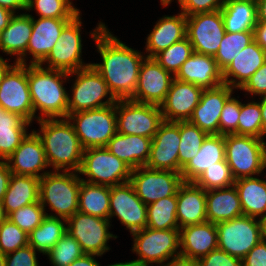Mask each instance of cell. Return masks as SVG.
I'll return each instance as SVG.
<instances>
[{"label":"cell","instance_id":"cell-52","mask_svg":"<svg viewBox=\"0 0 266 266\" xmlns=\"http://www.w3.org/2000/svg\"><path fill=\"white\" fill-rule=\"evenodd\" d=\"M198 266H242V260L227 252L215 249L197 260Z\"/></svg>","mask_w":266,"mask_h":266},{"label":"cell","instance_id":"cell-14","mask_svg":"<svg viewBox=\"0 0 266 266\" xmlns=\"http://www.w3.org/2000/svg\"><path fill=\"white\" fill-rule=\"evenodd\" d=\"M0 106L32 123L34 109L27 80V64L13 63L0 84Z\"/></svg>","mask_w":266,"mask_h":266},{"label":"cell","instance_id":"cell-50","mask_svg":"<svg viewBox=\"0 0 266 266\" xmlns=\"http://www.w3.org/2000/svg\"><path fill=\"white\" fill-rule=\"evenodd\" d=\"M37 251L29 244L5 255V266H39Z\"/></svg>","mask_w":266,"mask_h":266},{"label":"cell","instance_id":"cell-68","mask_svg":"<svg viewBox=\"0 0 266 266\" xmlns=\"http://www.w3.org/2000/svg\"><path fill=\"white\" fill-rule=\"evenodd\" d=\"M5 110L0 106V115L3 114Z\"/></svg>","mask_w":266,"mask_h":266},{"label":"cell","instance_id":"cell-34","mask_svg":"<svg viewBox=\"0 0 266 266\" xmlns=\"http://www.w3.org/2000/svg\"><path fill=\"white\" fill-rule=\"evenodd\" d=\"M39 178L12 173L2 204L6 215L39 201Z\"/></svg>","mask_w":266,"mask_h":266},{"label":"cell","instance_id":"cell-8","mask_svg":"<svg viewBox=\"0 0 266 266\" xmlns=\"http://www.w3.org/2000/svg\"><path fill=\"white\" fill-rule=\"evenodd\" d=\"M69 76L76 77L71 87L72 94H68V115L78 111L105 107L117 102L109 90L108 84L92 65L71 72ZM103 99L106 101H102Z\"/></svg>","mask_w":266,"mask_h":266},{"label":"cell","instance_id":"cell-32","mask_svg":"<svg viewBox=\"0 0 266 266\" xmlns=\"http://www.w3.org/2000/svg\"><path fill=\"white\" fill-rule=\"evenodd\" d=\"M242 215V206L235 185L206 191L207 221L216 224Z\"/></svg>","mask_w":266,"mask_h":266},{"label":"cell","instance_id":"cell-35","mask_svg":"<svg viewBox=\"0 0 266 266\" xmlns=\"http://www.w3.org/2000/svg\"><path fill=\"white\" fill-rule=\"evenodd\" d=\"M221 15L226 32L253 31L257 23V3L254 0H226Z\"/></svg>","mask_w":266,"mask_h":266},{"label":"cell","instance_id":"cell-27","mask_svg":"<svg viewBox=\"0 0 266 266\" xmlns=\"http://www.w3.org/2000/svg\"><path fill=\"white\" fill-rule=\"evenodd\" d=\"M14 14L8 26L0 33V50L16 56L15 63L26 65L27 47L32 33V17L29 13Z\"/></svg>","mask_w":266,"mask_h":266},{"label":"cell","instance_id":"cell-64","mask_svg":"<svg viewBox=\"0 0 266 266\" xmlns=\"http://www.w3.org/2000/svg\"><path fill=\"white\" fill-rule=\"evenodd\" d=\"M107 266H144V265H142L137 260H132V261H128V262L114 263V264H110V265H107Z\"/></svg>","mask_w":266,"mask_h":266},{"label":"cell","instance_id":"cell-58","mask_svg":"<svg viewBox=\"0 0 266 266\" xmlns=\"http://www.w3.org/2000/svg\"><path fill=\"white\" fill-rule=\"evenodd\" d=\"M170 260V261H169ZM167 263H162L157 266H198L197 260L179 255L167 260Z\"/></svg>","mask_w":266,"mask_h":266},{"label":"cell","instance_id":"cell-22","mask_svg":"<svg viewBox=\"0 0 266 266\" xmlns=\"http://www.w3.org/2000/svg\"><path fill=\"white\" fill-rule=\"evenodd\" d=\"M233 90L235 89L226 84L204 89L200 102L188 121L207 134H219L220 114L226 100L234 93Z\"/></svg>","mask_w":266,"mask_h":266},{"label":"cell","instance_id":"cell-31","mask_svg":"<svg viewBox=\"0 0 266 266\" xmlns=\"http://www.w3.org/2000/svg\"><path fill=\"white\" fill-rule=\"evenodd\" d=\"M224 160V135L209 134L205 138L197 155L181 169L180 174L184 182H195L207 168Z\"/></svg>","mask_w":266,"mask_h":266},{"label":"cell","instance_id":"cell-24","mask_svg":"<svg viewBox=\"0 0 266 266\" xmlns=\"http://www.w3.org/2000/svg\"><path fill=\"white\" fill-rule=\"evenodd\" d=\"M174 78L203 89H212L224 84L222 71L214 57L197 52H193L181 65Z\"/></svg>","mask_w":266,"mask_h":266},{"label":"cell","instance_id":"cell-36","mask_svg":"<svg viewBox=\"0 0 266 266\" xmlns=\"http://www.w3.org/2000/svg\"><path fill=\"white\" fill-rule=\"evenodd\" d=\"M31 123L15 113L0 115V160H7L29 134Z\"/></svg>","mask_w":266,"mask_h":266},{"label":"cell","instance_id":"cell-66","mask_svg":"<svg viewBox=\"0 0 266 266\" xmlns=\"http://www.w3.org/2000/svg\"><path fill=\"white\" fill-rule=\"evenodd\" d=\"M186 0H177L179 7L185 2ZM172 2V0H166L163 4H161L163 7L168 6L170 3Z\"/></svg>","mask_w":266,"mask_h":266},{"label":"cell","instance_id":"cell-18","mask_svg":"<svg viewBox=\"0 0 266 266\" xmlns=\"http://www.w3.org/2000/svg\"><path fill=\"white\" fill-rule=\"evenodd\" d=\"M173 79L174 76L154 58L145 57L140 66L138 84L131 100L160 106Z\"/></svg>","mask_w":266,"mask_h":266},{"label":"cell","instance_id":"cell-33","mask_svg":"<svg viewBox=\"0 0 266 266\" xmlns=\"http://www.w3.org/2000/svg\"><path fill=\"white\" fill-rule=\"evenodd\" d=\"M266 176V175H265ZM242 206L243 215L266 220V180L243 177L234 183Z\"/></svg>","mask_w":266,"mask_h":266},{"label":"cell","instance_id":"cell-16","mask_svg":"<svg viewBox=\"0 0 266 266\" xmlns=\"http://www.w3.org/2000/svg\"><path fill=\"white\" fill-rule=\"evenodd\" d=\"M225 32L221 10L187 16L186 37L194 52L214 57Z\"/></svg>","mask_w":266,"mask_h":266},{"label":"cell","instance_id":"cell-5","mask_svg":"<svg viewBox=\"0 0 266 266\" xmlns=\"http://www.w3.org/2000/svg\"><path fill=\"white\" fill-rule=\"evenodd\" d=\"M225 139V159L233 178L259 176L266 168V142L254 136L228 134Z\"/></svg>","mask_w":266,"mask_h":266},{"label":"cell","instance_id":"cell-60","mask_svg":"<svg viewBox=\"0 0 266 266\" xmlns=\"http://www.w3.org/2000/svg\"><path fill=\"white\" fill-rule=\"evenodd\" d=\"M13 15L12 12L0 6V33L8 26Z\"/></svg>","mask_w":266,"mask_h":266},{"label":"cell","instance_id":"cell-13","mask_svg":"<svg viewBox=\"0 0 266 266\" xmlns=\"http://www.w3.org/2000/svg\"><path fill=\"white\" fill-rule=\"evenodd\" d=\"M81 12L62 30L57 43L47 55L44 66L48 69L60 70L64 72H74L79 69L86 68L91 63H84L82 58V39L81 27L82 19Z\"/></svg>","mask_w":266,"mask_h":266},{"label":"cell","instance_id":"cell-63","mask_svg":"<svg viewBox=\"0 0 266 266\" xmlns=\"http://www.w3.org/2000/svg\"><path fill=\"white\" fill-rule=\"evenodd\" d=\"M8 60H10V59H7V58L4 59L0 55V84H1V81H2V78H3L4 74L12 66L11 64L8 63Z\"/></svg>","mask_w":266,"mask_h":266},{"label":"cell","instance_id":"cell-7","mask_svg":"<svg viewBox=\"0 0 266 266\" xmlns=\"http://www.w3.org/2000/svg\"><path fill=\"white\" fill-rule=\"evenodd\" d=\"M216 229L218 249L241 260L265 238L264 220L246 215L218 222Z\"/></svg>","mask_w":266,"mask_h":266},{"label":"cell","instance_id":"cell-12","mask_svg":"<svg viewBox=\"0 0 266 266\" xmlns=\"http://www.w3.org/2000/svg\"><path fill=\"white\" fill-rule=\"evenodd\" d=\"M111 220L77 211L66 220V229L80 244L84 254L101 257L110 247L109 240L118 236L110 233Z\"/></svg>","mask_w":266,"mask_h":266},{"label":"cell","instance_id":"cell-56","mask_svg":"<svg viewBox=\"0 0 266 266\" xmlns=\"http://www.w3.org/2000/svg\"><path fill=\"white\" fill-rule=\"evenodd\" d=\"M253 31L254 41L266 52V23L257 22Z\"/></svg>","mask_w":266,"mask_h":266},{"label":"cell","instance_id":"cell-59","mask_svg":"<svg viewBox=\"0 0 266 266\" xmlns=\"http://www.w3.org/2000/svg\"><path fill=\"white\" fill-rule=\"evenodd\" d=\"M95 257H97V255L83 254L80 258L74 260L69 266H101Z\"/></svg>","mask_w":266,"mask_h":266},{"label":"cell","instance_id":"cell-21","mask_svg":"<svg viewBox=\"0 0 266 266\" xmlns=\"http://www.w3.org/2000/svg\"><path fill=\"white\" fill-rule=\"evenodd\" d=\"M11 173L42 178L48 163L41 139L32 130L6 160ZM42 171V173H40Z\"/></svg>","mask_w":266,"mask_h":266},{"label":"cell","instance_id":"cell-29","mask_svg":"<svg viewBox=\"0 0 266 266\" xmlns=\"http://www.w3.org/2000/svg\"><path fill=\"white\" fill-rule=\"evenodd\" d=\"M265 61L266 52L255 41L251 42L222 72L224 84L240 89Z\"/></svg>","mask_w":266,"mask_h":266},{"label":"cell","instance_id":"cell-10","mask_svg":"<svg viewBox=\"0 0 266 266\" xmlns=\"http://www.w3.org/2000/svg\"><path fill=\"white\" fill-rule=\"evenodd\" d=\"M132 234V252L144 266H157L180 255V229L154 230L146 227Z\"/></svg>","mask_w":266,"mask_h":266},{"label":"cell","instance_id":"cell-3","mask_svg":"<svg viewBox=\"0 0 266 266\" xmlns=\"http://www.w3.org/2000/svg\"><path fill=\"white\" fill-rule=\"evenodd\" d=\"M68 72L48 69L43 65H27V80L34 109V118L56 119L68 116V92L64 83ZM40 111L39 116L35 113Z\"/></svg>","mask_w":266,"mask_h":266},{"label":"cell","instance_id":"cell-62","mask_svg":"<svg viewBox=\"0 0 266 266\" xmlns=\"http://www.w3.org/2000/svg\"><path fill=\"white\" fill-rule=\"evenodd\" d=\"M261 101L260 108H261V117H262V126H263V139L266 136V96L260 97Z\"/></svg>","mask_w":266,"mask_h":266},{"label":"cell","instance_id":"cell-43","mask_svg":"<svg viewBox=\"0 0 266 266\" xmlns=\"http://www.w3.org/2000/svg\"><path fill=\"white\" fill-rule=\"evenodd\" d=\"M193 46L186 37L173 43L166 50L158 53L154 59L173 76L177 74L181 65L192 55Z\"/></svg>","mask_w":266,"mask_h":266},{"label":"cell","instance_id":"cell-6","mask_svg":"<svg viewBox=\"0 0 266 266\" xmlns=\"http://www.w3.org/2000/svg\"><path fill=\"white\" fill-rule=\"evenodd\" d=\"M84 149L106 147L117 133L116 103L67 116Z\"/></svg>","mask_w":266,"mask_h":266},{"label":"cell","instance_id":"cell-51","mask_svg":"<svg viewBox=\"0 0 266 266\" xmlns=\"http://www.w3.org/2000/svg\"><path fill=\"white\" fill-rule=\"evenodd\" d=\"M226 0H186L180 6V12L186 16L197 13L213 12L221 10Z\"/></svg>","mask_w":266,"mask_h":266},{"label":"cell","instance_id":"cell-1","mask_svg":"<svg viewBox=\"0 0 266 266\" xmlns=\"http://www.w3.org/2000/svg\"><path fill=\"white\" fill-rule=\"evenodd\" d=\"M91 38L96 42L102 63H91L108 84L117 99H131L138 84L141 63L146 54L134 50L114 36L103 22H99Z\"/></svg>","mask_w":266,"mask_h":266},{"label":"cell","instance_id":"cell-39","mask_svg":"<svg viewBox=\"0 0 266 266\" xmlns=\"http://www.w3.org/2000/svg\"><path fill=\"white\" fill-rule=\"evenodd\" d=\"M176 210V195L148 204L147 227L154 230L179 229Z\"/></svg>","mask_w":266,"mask_h":266},{"label":"cell","instance_id":"cell-20","mask_svg":"<svg viewBox=\"0 0 266 266\" xmlns=\"http://www.w3.org/2000/svg\"><path fill=\"white\" fill-rule=\"evenodd\" d=\"M203 90L195 84L174 78L164 102L160 105L163 120L167 122L188 121L200 102Z\"/></svg>","mask_w":266,"mask_h":266},{"label":"cell","instance_id":"cell-15","mask_svg":"<svg viewBox=\"0 0 266 266\" xmlns=\"http://www.w3.org/2000/svg\"><path fill=\"white\" fill-rule=\"evenodd\" d=\"M129 182L139 199L148 205L162 198L176 195L184 181L178 172L141 166L132 169Z\"/></svg>","mask_w":266,"mask_h":266},{"label":"cell","instance_id":"cell-49","mask_svg":"<svg viewBox=\"0 0 266 266\" xmlns=\"http://www.w3.org/2000/svg\"><path fill=\"white\" fill-rule=\"evenodd\" d=\"M231 95L225 102L219 118V134L238 135V118L240 115V101Z\"/></svg>","mask_w":266,"mask_h":266},{"label":"cell","instance_id":"cell-46","mask_svg":"<svg viewBox=\"0 0 266 266\" xmlns=\"http://www.w3.org/2000/svg\"><path fill=\"white\" fill-rule=\"evenodd\" d=\"M194 183L207 191L232 186L235 183V179L225 159L207 168Z\"/></svg>","mask_w":266,"mask_h":266},{"label":"cell","instance_id":"cell-2","mask_svg":"<svg viewBox=\"0 0 266 266\" xmlns=\"http://www.w3.org/2000/svg\"><path fill=\"white\" fill-rule=\"evenodd\" d=\"M40 130L33 131L41 139L49 168L53 171L79 172L84 148L67 118L41 119Z\"/></svg>","mask_w":266,"mask_h":266},{"label":"cell","instance_id":"cell-53","mask_svg":"<svg viewBox=\"0 0 266 266\" xmlns=\"http://www.w3.org/2000/svg\"><path fill=\"white\" fill-rule=\"evenodd\" d=\"M253 96H266V61L240 88Z\"/></svg>","mask_w":266,"mask_h":266},{"label":"cell","instance_id":"cell-11","mask_svg":"<svg viewBox=\"0 0 266 266\" xmlns=\"http://www.w3.org/2000/svg\"><path fill=\"white\" fill-rule=\"evenodd\" d=\"M163 121L160 106L131 99L116 102L117 133L153 138Z\"/></svg>","mask_w":266,"mask_h":266},{"label":"cell","instance_id":"cell-17","mask_svg":"<svg viewBox=\"0 0 266 266\" xmlns=\"http://www.w3.org/2000/svg\"><path fill=\"white\" fill-rule=\"evenodd\" d=\"M116 216L130 234L147 227V205L144 204L128 181L110 186L109 220Z\"/></svg>","mask_w":266,"mask_h":266},{"label":"cell","instance_id":"cell-19","mask_svg":"<svg viewBox=\"0 0 266 266\" xmlns=\"http://www.w3.org/2000/svg\"><path fill=\"white\" fill-rule=\"evenodd\" d=\"M180 143L179 121H163L152 138L150 157L146 167L178 172Z\"/></svg>","mask_w":266,"mask_h":266},{"label":"cell","instance_id":"cell-41","mask_svg":"<svg viewBox=\"0 0 266 266\" xmlns=\"http://www.w3.org/2000/svg\"><path fill=\"white\" fill-rule=\"evenodd\" d=\"M254 41V31L225 32L214 59L223 72L242 49Z\"/></svg>","mask_w":266,"mask_h":266},{"label":"cell","instance_id":"cell-65","mask_svg":"<svg viewBox=\"0 0 266 266\" xmlns=\"http://www.w3.org/2000/svg\"><path fill=\"white\" fill-rule=\"evenodd\" d=\"M7 219V215L5 213V210L3 208V204L0 201V224Z\"/></svg>","mask_w":266,"mask_h":266},{"label":"cell","instance_id":"cell-54","mask_svg":"<svg viewBox=\"0 0 266 266\" xmlns=\"http://www.w3.org/2000/svg\"><path fill=\"white\" fill-rule=\"evenodd\" d=\"M242 266H266V238L247 253L242 259Z\"/></svg>","mask_w":266,"mask_h":266},{"label":"cell","instance_id":"cell-37","mask_svg":"<svg viewBox=\"0 0 266 266\" xmlns=\"http://www.w3.org/2000/svg\"><path fill=\"white\" fill-rule=\"evenodd\" d=\"M110 186L92 184L81 180L78 211L109 219Z\"/></svg>","mask_w":266,"mask_h":266},{"label":"cell","instance_id":"cell-30","mask_svg":"<svg viewBox=\"0 0 266 266\" xmlns=\"http://www.w3.org/2000/svg\"><path fill=\"white\" fill-rule=\"evenodd\" d=\"M152 138L140 135L116 133L106 148L132 169L146 166L151 150Z\"/></svg>","mask_w":266,"mask_h":266},{"label":"cell","instance_id":"cell-45","mask_svg":"<svg viewBox=\"0 0 266 266\" xmlns=\"http://www.w3.org/2000/svg\"><path fill=\"white\" fill-rule=\"evenodd\" d=\"M83 254L78 241L66 232L46 255L53 266H69Z\"/></svg>","mask_w":266,"mask_h":266},{"label":"cell","instance_id":"cell-28","mask_svg":"<svg viewBox=\"0 0 266 266\" xmlns=\"http://www.w3.org/2000/svg\"><path fill=\"white\" fill-rule=\"evenodd\" d=\"M179 229L207 221L206 191L194 182H183L176 193Z\"/></svg>","mask_w":266,"mask_h":266},{"label":"cell","instance_id":"cell-9","mask_svg":"<svg viewBox=\"0 0 266 266\" xmlns=\"http://www.w3.org/2000/svg\"><path fill=\"white\" fill-rule=\"evenodd\" d=\"M132 168L113 155L106 147L84 149L80 175L88 177L80 179L99 185L115 186L130 180Z\"/></svg>","mask_w":266,"mask_h":266},{"label":"cell","instance_id":"cell-55","mask_svg":"<svg viewBox=\"0 0 266 266\" xmlns=\"http://www.w3.org/2000/svg\"><path fill=\"white\" fill-rule=\"evenodd\" d=\"M11 171L9 169L6 160H0V201H3L4 195L7 192V187L9 184V179L11 176Z\"/></svg>","mask_w":266,"mask_h":266},{"label":"cell","instance_id":"cell-44","mask_svg":"<svg viewBox=\"0 0 266 266\" xmlns=\"http://www.w3.org/2000/svg\"><path fill=\"white\" fill-rule=\"evenodd\" d=\"M238 135L254 136L263 139V126L259 101L242 104L238 118Z\"/></svg>","mask_w":266,"mask_h":266},{"label":"cell","instance_id":"cell-67","mask_svg":"<svg viewBox=\"0 0 266 266\" xmlns=\"http://www.w3.org/2000/svg\"><path fill=\"white\" fill-rule=\"evenodd\" d=\"M0 266H5V255L0 252Z\"/></svg>","mask_w":266,"mask_h":266},{"label":"cell","instance_id":"cell-48","mask_svg":"<svg viewBox=\"0 0 266 266\" xmlns=\"http://www.w3.org/2000/svg\"><path fill=\"white\" fill-rule=\"evenodd\" d=\"M28 245V234L10 219L0 224V252L4 255Z\"/></svg>","mask_w":266,"mask_h":266},{"label":"cell","instance_id":"cell-47","mask_svg":"<svg viewBox=\"0 0 266 266\" xmlns=\"http://www.w3.org/2000/svg\"><path fill=\"white\" fill-rule=\"evenodd\" d=\"M46 211L41 203L25 205L18 210L10 213L7 218L16 224L21 230L29 234L37 226H39L46 217Z\"/></svg>","mask_w":266,"mask_h":266},{"label":"cell","instance_id":"cell-38","mask_svg":"<svg viewBox=\"0 0 266 266\" xmlns=\"http://www.w3.org/2000/svg\"><path fill=\"white\" fill-rule=\"evenodd\" d=\"M66 231L65 219L46 216L42 223L28 234V244L46 256Z\"/></svg>","mask_w":266,"mask_h":266},{"label":"cell","instance_id":"cell-57","mask_svg":"<svg viewBox=\"0 0 266 266\" xmlns=\"http://www.w3.org/2000/svg\"><path fill=\"white\" fill-rule=\"evenodd\" d=\"M0 6L15 14L19 10L26 11L27 0H0Z\"/></svg>","mask_w":266,"mask_h":266},{"label":"cell","instance_id":"cell-61","mask_svg":"<svg viewBox=\"0 0 266 266\" xmlns=\"http://www.w3.org/2000/svg\"><path fill=\"white\" fill-rule=\"evenodd\" d=\"M257 22L266 23V0H257Z\"/></svg>","mask_w":266,"mask_h":266},{"label":"cell","instance_id":"cell-23","mask_svg":"<svg viewBox=\"0 0 266 266\" xmlns=\"http://www.w3.org/2000/svg\"><path fill=\"white\" fill-rule=\"evenodd\" d=\"M32 33L29 38L27 53L32 55L30 63L40 65L53 49L62 30L73 19L38 18L32 15Z\"/></svg>","mask_w":266,"mask_h":266},{"label":"cell","instance_id":"cell-70","mask_svg":"<svg viewBox=\"0 0 266 266\" xmlns=\"http://www.w3.org/2000/svg\"><path fill=\"white\" fill-rule=\"evenodd\" d=\"M166 0H160L161 4H163Z\"/></svg>","mask_w":266,"mask_h":266},{"label":"cell","instance_id":"cell-42","mask_svg":"<svg viewBox=\"0 0 266 266\" xmlns=\"http://www.w3.org/2000/svg\"><path fill=\"white\" fill-rule=\"evenodd\" d=\"M40 18L74 19L81 11L71 0H27L26 11H33Z\"/></svg>","mask_w":266,"mask_h":266},{"label":"cell","instance_id":"cell-25","mask_svg":"<svg viewBox=\"0 0 266 266\" xmlns=\"http://www.w3.org/2000/svg\"><path fill=\"white\" fill-rule=\"evenodd\" d=\"M216 224L209 221L180 228V255L199 260L218 249Z\"/></svg>","mask_w":266,"mask_h":266},{"label":"cell","instance_id":"cell-4","mask_svg":"<svg viewBox=\"0 0 266 266\" xmlns=\"http://www.w3.org/2000/svg\"><path fill=\"white\" fill-rule=\"evenodd\" d=\"M81 179L78 172L51 171L39 180V202L55 214L46 216L67 220L78 211Z\"/></svg>","mask_w":266,"mask_h":266},{"label":"cell","instance_id":"cell-26","mask_svg":"<svg viewBox=\"0 0 266 266\" xmlns=\"http://www.w3.org/2000/svg\"><path fill=\"white\" fill-rule=\"evenodd\" d=\"M153 27L145 45L146 57L150 58L186 38L187 16L182 12L173 16L165 15Z\"/></svg>","mask_w":266,"mask_h":266},{"label":"cell","instance_id":"cell-69","mask_svg":"<svg viewBox=\"0 0 266 266\" xmlns=\"http://www.w3.org/2000/svg\"><path fill=\"white\" fill-rule=\"evenodd\" d=\"M265 224V238H266V220L264 221Z\"/></svg>","mask_w":266,"mask_h":266},{"label":"cell","instance_id":"cell-40","mask_svg":"<svg viewBox=\"0 0 266 266\" xmlns=\"http://www.w3.org/2000/svg\"><path fill=\"white\" fill-rule=\"evenodd\" d=\"M181 138L178 154V173L199 152L205 138L209 135L189 121H179Z\"/></svg>","mask_w":266,"mask_h":266}]
</instances>
